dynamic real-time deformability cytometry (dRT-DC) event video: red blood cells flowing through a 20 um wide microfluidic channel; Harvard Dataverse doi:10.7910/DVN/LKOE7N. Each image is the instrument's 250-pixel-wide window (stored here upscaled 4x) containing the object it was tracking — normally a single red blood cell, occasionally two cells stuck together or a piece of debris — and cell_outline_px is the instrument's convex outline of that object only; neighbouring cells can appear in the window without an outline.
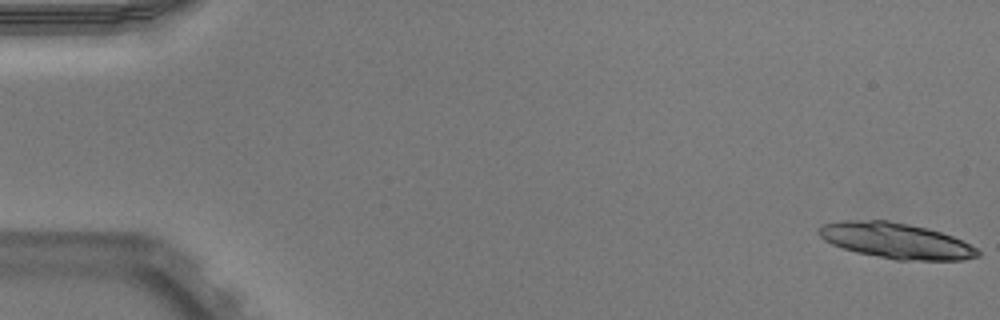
{"species": "Egyptian fruit bat (a non-hibernating species)", "species_latin": "Rousettus aegyptiacus", "temperature_condition": "warm", "stored_images_in_passage": 19, "camera_frame_rate_fps": 3000, "um_per_image_px": 0.085, "animal": {"sex": "male"}, "frame": {"image": 1, "passage_image": 1, "time_ms": 0.0, "image_size_px": [1000, 320], "cell_outline_px": [[980, 256], [964, 260], [896, 260], [856, 252], [832, 244], [824, 240], [820, 236], [820, 228], [824, 224], [840, 220], [888, 220], [928, 228], [952, 236], [976, 248], [980, 252]], "centroid_in_image_um": [76.17, 20.46], "position_along_channel_um": 8.8, "area_um2": 32.77}}
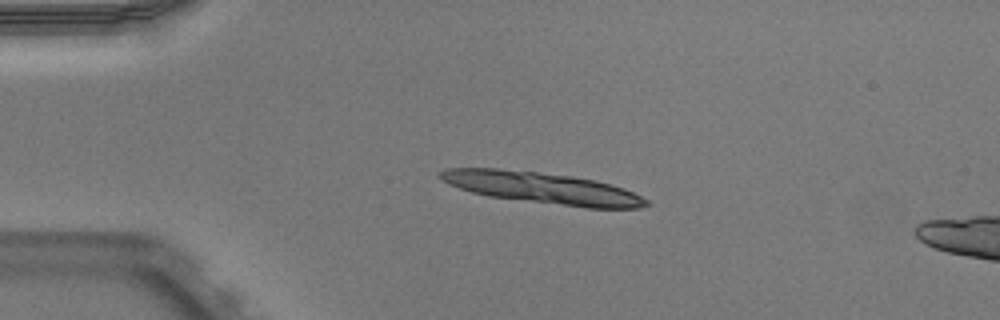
{"frame": {"image": 2, "passage_image": 12, "time_ms": 3.667, "image_size_px": [1000, 320], "cell_outline_px": [[648, 204], [640, 208], [588, 208], [488, 196], [472, 192], [448, 184], [440, 180], [436, 176], [444, 168], [496, 168], [536, 172], [572, 176], [596, 180], [624, 188], [648, 200]], "centroid_in_image_um": [46.05, 15.97], "position_along_channel_um": 39.0, "area_um2": 37.51}}